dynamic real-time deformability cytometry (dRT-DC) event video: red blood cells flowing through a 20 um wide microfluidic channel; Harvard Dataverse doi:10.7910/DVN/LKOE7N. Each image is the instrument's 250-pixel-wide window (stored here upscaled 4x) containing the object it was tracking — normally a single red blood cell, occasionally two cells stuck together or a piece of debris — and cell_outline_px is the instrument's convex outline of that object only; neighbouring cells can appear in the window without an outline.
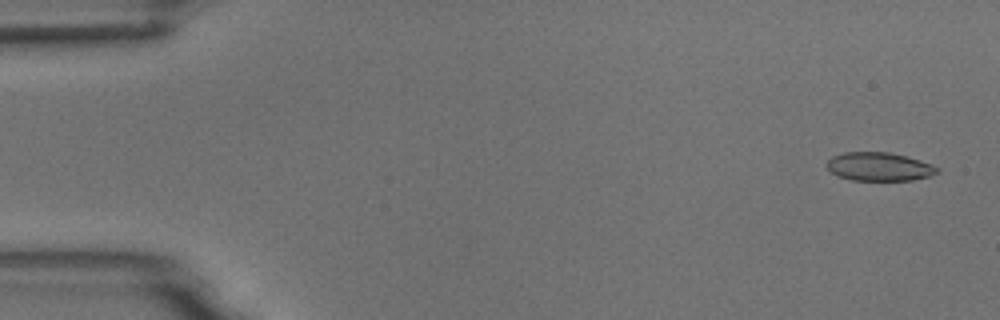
{"species": "common noctule bat (a hibernating species)", "species_latin": "Nyctalus noctula", "temperature_condition": "room temperature", "stored_images_in_passage": 54, "camera_frame_rate_fps": 3000, "um_per_image_px": 0.085, "animal": {"sex": "male", "body_mass_g": 18.8}, "frame": {"image": 1, "passage_image": 2, "time_ms": 0.333, "image_size_px": [1000, 320], "cell_outline_px": [[940, 172], [928, 176], [912, 180], [852, 180], [836, 176], [824, 164], [832, 156], [844, 152], [888, 152], [904, 156], [932, 164], [940, 168]], "centroid_in_image_um": [74.7, 14.17], "position_along_channel_um": 10.3, "area_um2": 18.32}}
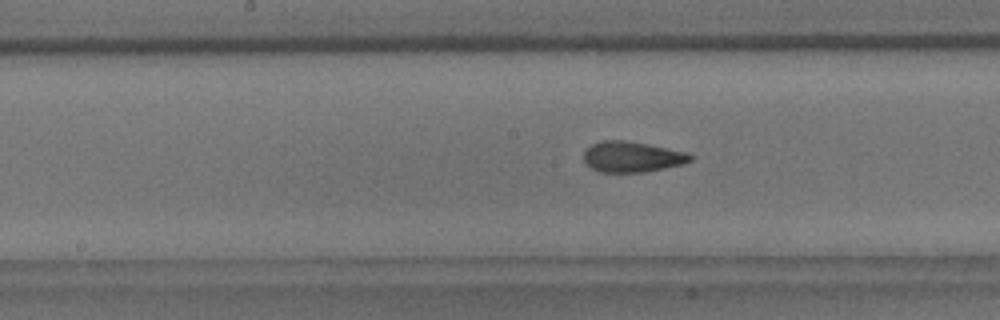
{"frame": {"image": 2, "passage_image": 27, "time_ms": 8.667, "image_size_px": [1000, 320], "cell_outline_px": [[692, 160], [684, 164], [644, 172], [600, 172], [592, 168], [584, 160], [584, 152], [592, 144], [600, 140], [624, 140], [648, 144], [688, 152], [692, 156]], "centroid_in_image_um": [53.74, 13.32], "position_along_channel_um": 194.5, "area_um2": 19.02}}
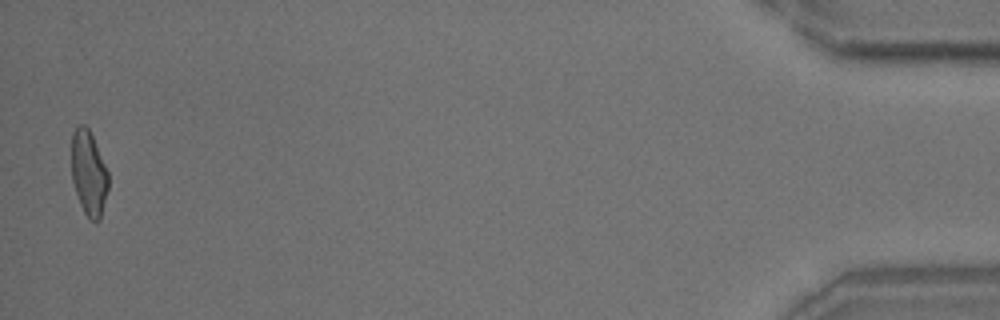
{"frame": {"image": 3, "passage_image": 53, "time_ms": 17.333, "image_size_px": [1000, 320], "cell_outline_px": [[108, 188], [100, 220], [92, 220], [84, 212], [80, 204], [72, 180], [72, 132], [80, 124], [84, 124], [88, 128], [92, 136], [108, 172]], "centroid_in_image_um": [7.54, 14.71], "position_along_channel_um": 427.7, "area_um2": 17.86}, "authors_computed_cell_mechanics": {"area_um2": 18.9873, "velocity_mm_per_s": 3.7458, "shape_relaxation_time_tau1_ms": 4.5861, "shape_relaxation_time_tau2_ms": 1.5778, "deformation_change_tau1": 0.1565, "deformation_change_tau2": 0.0747}}